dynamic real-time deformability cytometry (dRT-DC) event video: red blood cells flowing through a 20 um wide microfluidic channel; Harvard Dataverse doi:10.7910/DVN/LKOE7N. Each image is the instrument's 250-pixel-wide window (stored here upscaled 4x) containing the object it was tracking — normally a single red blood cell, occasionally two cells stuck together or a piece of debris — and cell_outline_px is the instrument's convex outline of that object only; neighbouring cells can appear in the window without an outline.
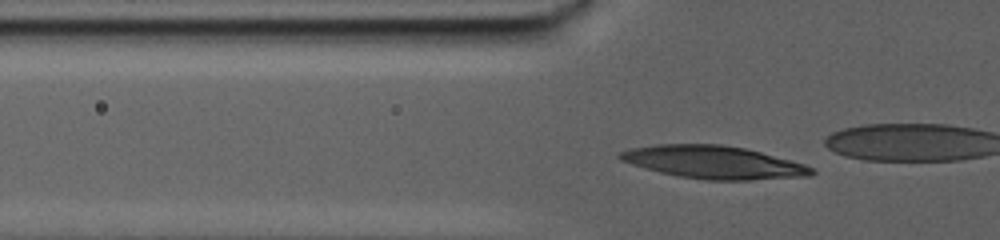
{"species": "human", "species_latin": "Homo sapiens", "temperature_condition": "warm", "stored_images_in_passage": 40, "camera_frame_rate_fps": 3000, "um_per_image_px": 0.085, "donor": {"sex": "male"}, "frame": {"image": 1, "passage_image": 4, "time_ms": 1.0, "image_size_px": [1000, 240], "cell_outline_px": [[816, 172], [812, 176], [748, 180], [704, 180], [680, 176], [660, 172], [632, 164], [620, 160], [616, 156], [616, 152], [632, 148], [656, 144], [720, 144], [744, 148], [760, 152], [804, 164], [812, 168]], "centroid_in_image_um": [60.63, 13.79], "position_along_channel_um": 65.2, "area_um2": 36.53}}
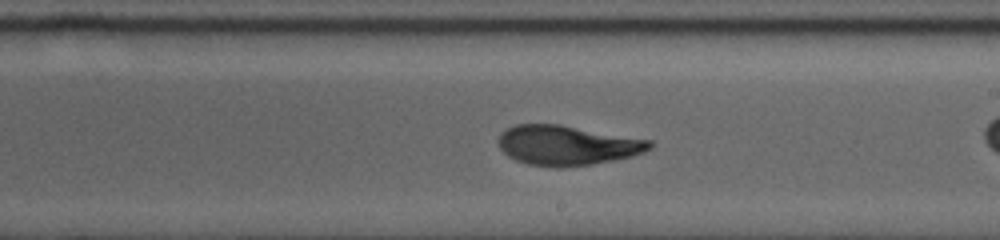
{"frame": {"image": 2, "passage_image": 24, "time_ms": 7.667, "image_size_px": [1000, 240], "cell_outline_px": [[656, 144], [652, 148], [644, 152], [632, 156], [592, 164], [560, 168], [556, 168], [528, 164], [516, 160], [508, 156], [496, 144], [496, 140], [500, 132], [516, 124], [560, 124], [652, 140]], "centroid_in_image_um": [48.2, 12.35], "position_along_channel_um": 240.8, "area_um2": 35.49}}
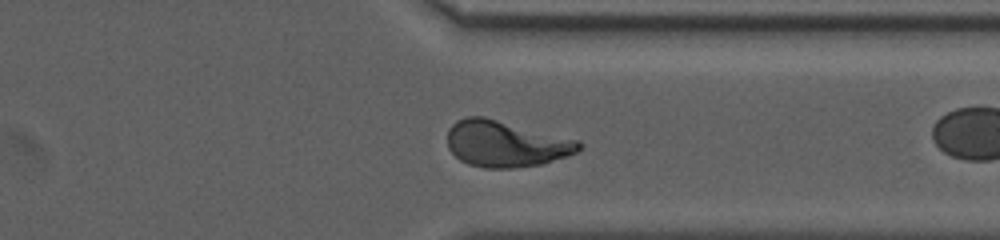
{"frame": {"image": 3, "passage_image": 38, "time_ms": 12.333, "image_size_px": [1000, 240], "cell_outline_px": [[584, 144], [576, 152], [540, 164], [512, 168], [484, 168], [468, 164], [460, 160], [448, 148], [448, 128], [456, 120], [468, 116], [484, 116], [580, 140]], "centroid_in_image_um": [42.97, 12.21], "position_along_channel_um": 368.4, "area_um2": 35.43}}